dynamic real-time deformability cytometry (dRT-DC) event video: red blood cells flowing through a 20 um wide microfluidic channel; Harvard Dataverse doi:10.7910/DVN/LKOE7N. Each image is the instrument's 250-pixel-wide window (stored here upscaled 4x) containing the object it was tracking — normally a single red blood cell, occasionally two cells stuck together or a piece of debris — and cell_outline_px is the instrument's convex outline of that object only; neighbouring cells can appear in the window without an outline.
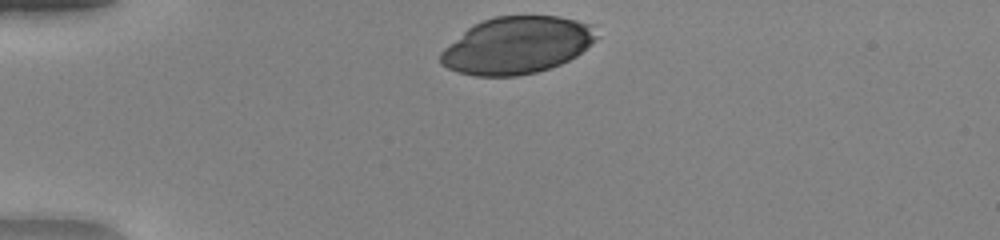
{"species": "human", "species_latin": "Homo sapiens", "temperature_condition": "warm", "stored_images_in_passage": 32, "camera_frame_rate_fps": 3000, "um_per_image_px": 0.085, "donor": {"sex": "female"}, "frame": {"image": 1, "passage_image": 1, "time_ms": 0.0, "image_size_px": [1000, 240], "cell_outline_px": [[600, 36], [576, 56], [560, 64], [536, 72], [516, 76], [476, 76], [460, 72], [448, 68], [440, 64], [440, 52], [444, 48], [472, 24], [496, 16], [560, 16], [592, 24]], "centroid_in_image_um": [43.94, 3.84], "position_along_channel_um": 41.1, "area_um2": 51.85}}